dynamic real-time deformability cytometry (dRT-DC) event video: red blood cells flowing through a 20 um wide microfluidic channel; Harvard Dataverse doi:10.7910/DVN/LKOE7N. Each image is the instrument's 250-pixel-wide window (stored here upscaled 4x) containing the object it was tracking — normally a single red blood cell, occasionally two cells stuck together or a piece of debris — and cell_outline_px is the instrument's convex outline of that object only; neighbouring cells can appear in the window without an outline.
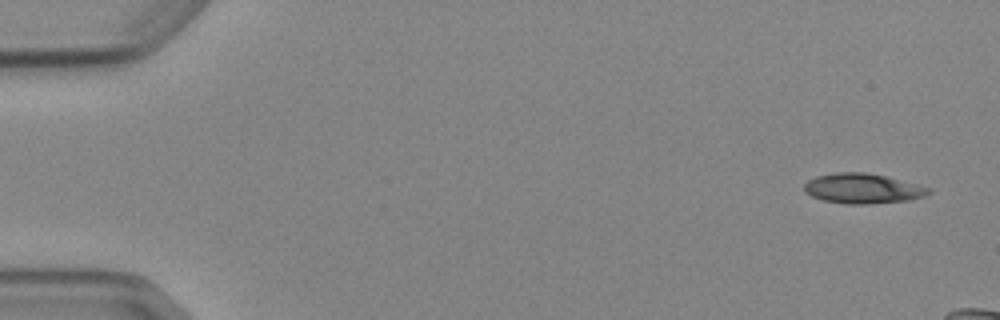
{"species": "Egyptian fruit bat (a non-hibernating species)", "species_latin": "Rousettus aegyptiacus", "temperature_condition": "cold", "stored_images_in_passage": 4, "camera_frame_rate_fps": 3000, "um_per_image_px": 0.085, "animal": {"sex": "female"}, "frame": {"image": 1, "passage_image": 1, "time_ms": 0.0, "image_size_px": [1000, 320], "cell_outline_px": [[932, 192], [924, 196], [912, 200], [868, 204], [844, 204], [824, 200], [812, 196], [804, 192], [804, 184], [808, 180], [816, 176], [836, 172], [864, 172], [884, 176], [932, 188]], "centroid_in_image_um": [73.33, 16.03], "position_along_channel_um": 11.7, "area_um2": 21.79}}